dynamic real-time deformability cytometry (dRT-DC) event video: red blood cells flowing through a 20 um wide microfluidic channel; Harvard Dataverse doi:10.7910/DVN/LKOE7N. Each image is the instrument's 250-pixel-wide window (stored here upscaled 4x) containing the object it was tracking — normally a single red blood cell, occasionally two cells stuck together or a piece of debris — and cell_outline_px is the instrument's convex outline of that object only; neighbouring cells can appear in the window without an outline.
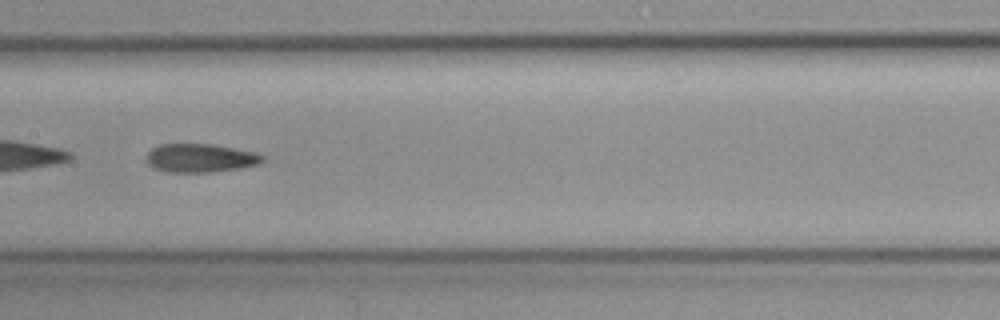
{"species": "common noctule bat (a hibernating species)", "species_latin": "Nyctalus noctula", "temperature_condition": "cold", "stored_images_in_passage": 56, "camera_frame_rate_fps": 3000, "um_per_image_px": 0.085, "animal": {"sex": "female", "body_mass_g": 19.3, "forearm_length_mm": 54.1}, "frame": {"image": 1, "passage_image": 29, "time_ms": 9.333, "image_size_px": [1000, 320], "cell_outline_px": [[264, 160], [260, 164], [240, 168], [212, 172], [168, 172], [156, 168], [148, 164], [148, 152], [152, 148], [160, 144], [212, 144], [252, 152], [264, 156]], "centroid_in_image_um": [17.04, 13.43], "position_along_channel_um": 190.4, "area_um2": 19.07}}
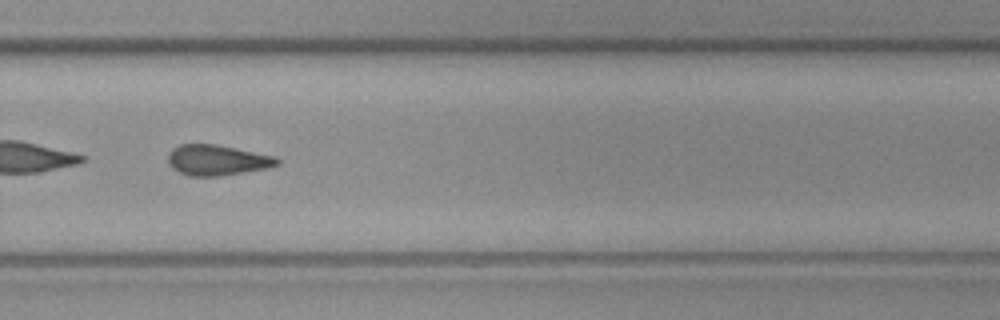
{"frame": {"image": 2, "passage_image": 39, "time_ms": 12.667, "image_size_px": [1000, 320], "cell_outline_px": [[280, 164], [268, 168], [220, 176], [188, 176], [172, 168], [168, 160], [168, 152], [172, 148], [180, 144], [216, 144], [276, 156], [280, 160]], "centroid_in_image_um": [18.46, 13.61], "position_along_channel_um": 311.3, "area_um2": 19.54}, "authors_computed_cell_mechanics": {"area_um2": 19.4786, "velocity_mm_per_s": 3.6405, "shape_relaxation_time_tau1_ms": null, "shape_relaxation_time_tau2_ms": 10.2923, "deformation_change_tau1": null, "deformation_change_tau2": 0.186}}